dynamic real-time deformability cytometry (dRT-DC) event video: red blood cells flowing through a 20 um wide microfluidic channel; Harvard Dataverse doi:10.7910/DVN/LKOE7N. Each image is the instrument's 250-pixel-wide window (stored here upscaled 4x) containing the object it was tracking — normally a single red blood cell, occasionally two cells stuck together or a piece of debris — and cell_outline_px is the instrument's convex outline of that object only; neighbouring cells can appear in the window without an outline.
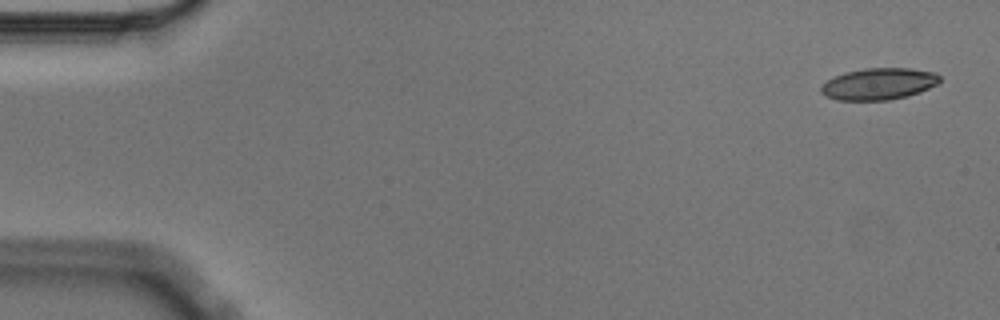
{"species": "Egyptian fruit bat (a non-hibernating species)", "species_latin": "Rousettus aegyptiacus", "temperature_condition": "cold", "stored_images_in_passage": 4, "camera_frame_rate_fps": 3000, "um_per_image_px": 0.085, "animal": {"sex": "male"}, "frame": {"image": 1, "passage_image": 1, "time_ms": 0.0, "image_size_px": [1000, 320], "cell_outline_px": [[940, 80], [936, 84], [920, 92], [908, 96], [888, 100], [836, 100], [824, 96], [820, 92], [820, 88], [828, 80], [844, 72], [868, 68], [908, 68], [936, 72], [940, 76]], "centroid_in_image_um": [74.69, 7.13], "position_along_channel_um": 10.3, "area_um2": 21.91}}
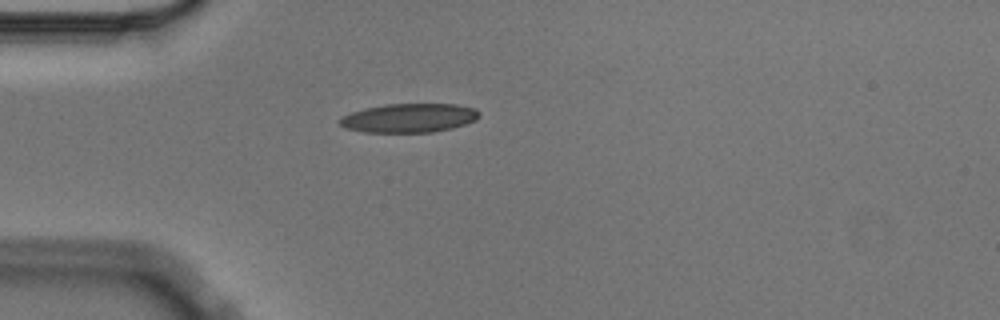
{"frame": {"image": 2, "passage_image": 4, "time_ms": 1.0, "image_size_px": [1000, 320], "cell_outline_px": [[480, 116], [476, 120], [452, 128], [432, 132], [364, 132], [344, 128], [340, 124], [340, 120], [344, 116], [352, 112], [364, 108], [384, 104], [456, 104], [476, 108], [480, 112]], "centroid_in_image_um": [34.8, 10.02], "position_along_channel_um": 50.2, "area_um2": 23.52}}